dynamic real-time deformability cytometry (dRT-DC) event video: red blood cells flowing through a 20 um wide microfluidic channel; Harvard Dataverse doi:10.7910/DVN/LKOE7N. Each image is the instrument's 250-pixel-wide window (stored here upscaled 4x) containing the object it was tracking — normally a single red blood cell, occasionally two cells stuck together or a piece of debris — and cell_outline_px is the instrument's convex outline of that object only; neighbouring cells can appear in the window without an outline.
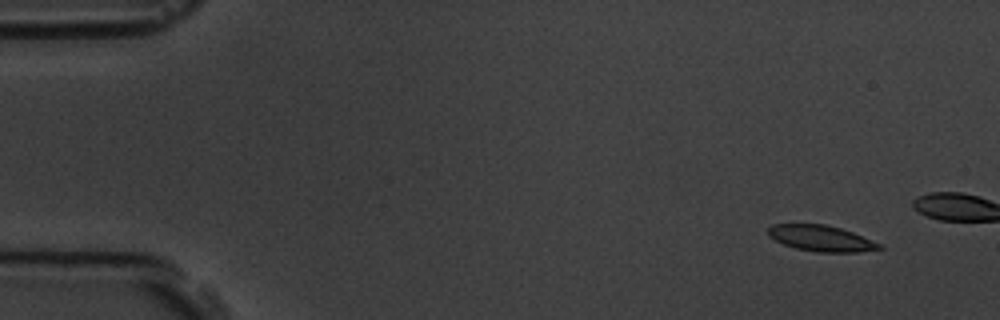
{"species": "common noctule bat (a hibernating species)", "species_latin": "Nyctalus noctula", "temperature_condition": "room temperature", "stored_images_in_passage": 5, "camera_frame_rate_fps": 3000, "um_per_image_px": 0.085, "animal": {"sex": "male", "body_mass_g": 19.5, "forearm_length_mm": 54.6}, "frame": {"image": 1, "passage_image": 1, "time_ms": 0.0, "image_size_px": [1000, 320], "cell_outline_px": [[884, 248], [856, 252], [816, 252], [796, 248], [784, 244], [768, 236], [768, 228], [772, 224], [824, 224], [840, 228], [852, 232], [880, 244]], "centroid_in_image_um": [69.76, 20.25], "position_along_channel_um": 15.2, "area_um2": 16.59}}